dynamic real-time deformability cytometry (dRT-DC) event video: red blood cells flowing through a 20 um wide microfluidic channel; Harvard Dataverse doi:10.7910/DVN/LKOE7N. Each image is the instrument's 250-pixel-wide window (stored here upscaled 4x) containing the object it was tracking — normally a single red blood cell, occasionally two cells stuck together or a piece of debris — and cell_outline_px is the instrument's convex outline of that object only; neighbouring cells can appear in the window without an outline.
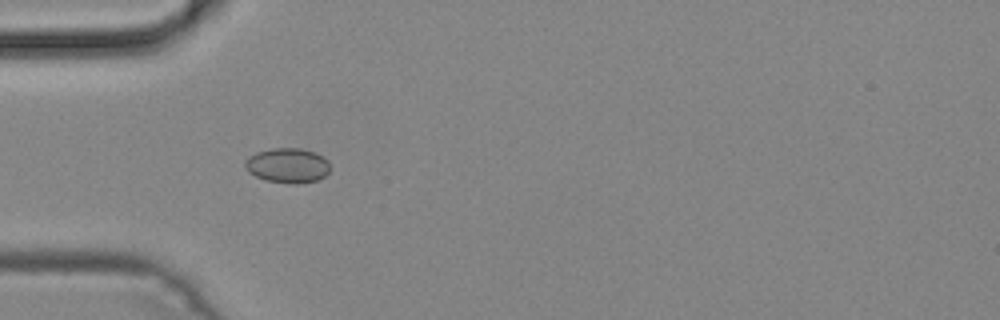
{"species": "common noctule bat (a hibernating species)", "species_latin": "Nyctalus noctula", "temperature_condition": "cold", "stored_images_in_passage": 45, "camera_frame_rate_fps": 3000, "um_per_image_px": 0.085, "animal": {"sex": "male", "body_mass_g": 19.2, "forearm_length_mm": 51.8}, "frame": {"image": 1, "passage_image": 11, "time_ms": 3.333, "image_size_px": [1000, 320], "cell_outline_px": [[328, 172], [324, 176], [316, 180], [296, 184], [288, 184], [264, 180], [248, 172], [244, 168], [244, 160], [248, 156], [256, 152], [272, 148], [300, 148], [316, 152], [324, 156], [328, 160]], "centroid_in_image_um": [24.41, 14.06], "position_along_channel_um": 60.6, "area_um2": 17.51}}
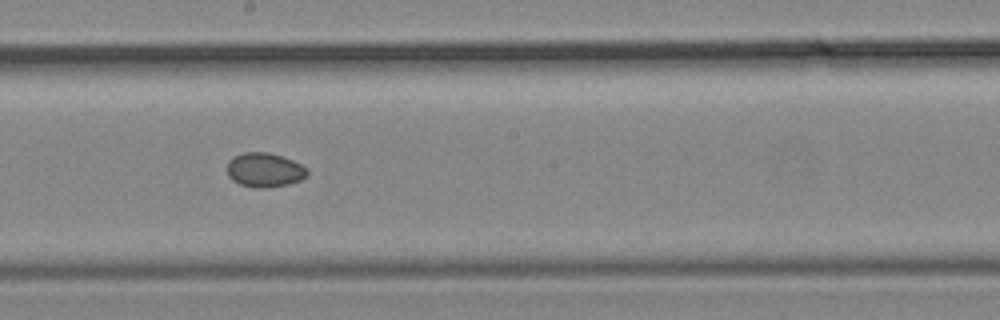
{"frame": {"image": 2, "passage_image": 23, "time_ms": 7.333, "image_size_px": [1000, 320], "cell_outline_px": [[308, 176], [300, 180], [288, 184], [264, 188], [256, 188], [240, 184], [232, 180], [228, 176], [228, 160], [232, 156], [244, 152], [268, 152], [292, 160], [308, 168]], "centroid_in_image_um": [22.48, 14.44], "position_along_channel_um": 225.7, "area_um2": 16.07}}
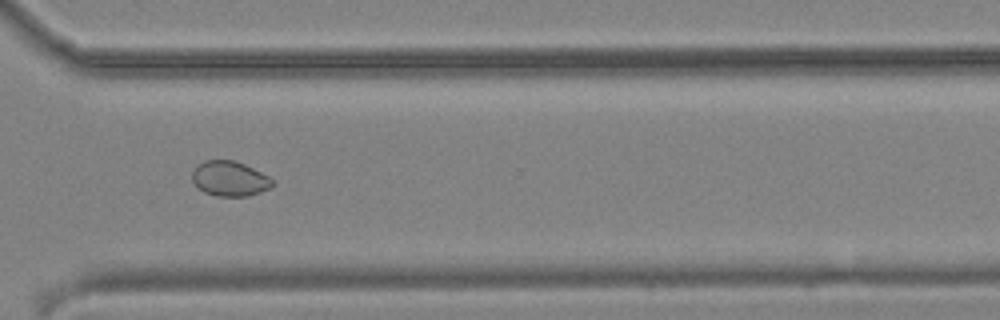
{"frame": {"image": 3, "passage_image": 32, "time_ms": 10.333, "image_size_px": [1000, 320], "cell_outline_px": [[272, 188], [248, 196], [216, 196], [204, 192], [192, 180], [192, 172], [196, 164], [204, 160], [232, 160], [244, 164], [268, 176], [272, 180]], "centroid_in_image_um": [19.5, 15.18], "position_along_channel_um": 351.1, "area_um2": 16.3}}